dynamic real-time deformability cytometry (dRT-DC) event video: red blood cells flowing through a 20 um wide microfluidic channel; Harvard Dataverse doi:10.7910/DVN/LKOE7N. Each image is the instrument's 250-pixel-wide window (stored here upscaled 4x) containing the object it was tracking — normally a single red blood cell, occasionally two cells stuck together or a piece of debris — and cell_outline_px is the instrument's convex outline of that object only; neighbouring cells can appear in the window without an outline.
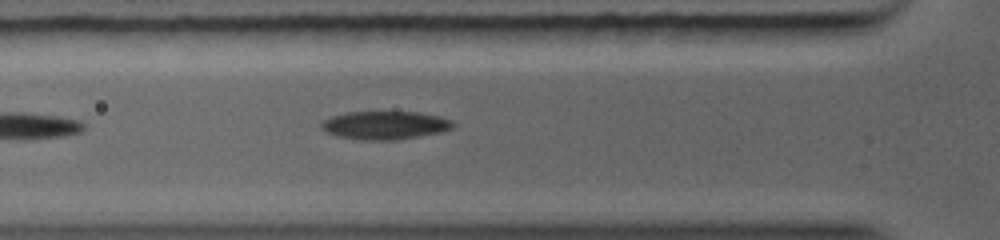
{"species": "common noctule bat (a hibernating species)", "species_latin": "Nyctalus noctula", "temperature_condition": "warm", "stored_images_in_passage": 4, "camera_frame_rate_fps": 5000, "um_per_image_px": 0.085, "animal": {"sex": "female", "body_mass_g": 19.0, "forearm_length_mm": 56.7}, "frame": {"image": 1, "passage_image": 4, "time_ms": 2.2, "image_size_px": [1000, 240], "cell_outline_px": [[456, 124], [452, 128], [440, 132], [420, 136], [396, 140], [360, 140], [336, 136], [320, 128], [320, 124], [324, 120], [332, 116], [348, 112], [420, 112], [452, 120]], "centroid_in_image_um": [32.71, 10.65], "position_along_channel_um": 93.1, "area_um2": 21.68}}